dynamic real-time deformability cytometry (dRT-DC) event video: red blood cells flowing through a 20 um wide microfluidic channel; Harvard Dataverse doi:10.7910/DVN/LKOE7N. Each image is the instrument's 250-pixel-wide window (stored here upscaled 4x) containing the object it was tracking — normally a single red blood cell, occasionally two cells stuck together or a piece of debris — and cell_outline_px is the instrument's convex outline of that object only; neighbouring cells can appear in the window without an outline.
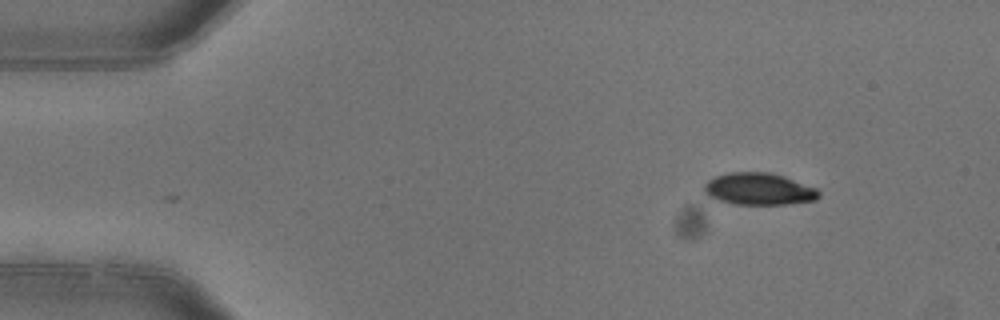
{"species": "common noctule bat (a hibernating species)", "species_latin": "Nyctalus noctula", "temperature_condition": "warm", "stored_images_in_passage": 3, "camera_frame_rate_fps": 3000, "um_per_image_px": 0.085, "animal": {"sex": "female"}, "frame": {"image": 1, "passage_image": 3, "time_ms": 0.667, "image_size_px": [1000, 320], "cell_outline_px": [[820, 196], [816, 200], [784, 204], [732, 204], [716, 200], [708, 196], [704, 192], [704, 184], [708, 180], [716, 176], [728, 172], [768, 172], [784, 176], [816, 188], [820, 192]], "centroid_in_image_um": [64.48, 16.06], "position_along_channel_um": 20.5, "area_um2": 21.44}}